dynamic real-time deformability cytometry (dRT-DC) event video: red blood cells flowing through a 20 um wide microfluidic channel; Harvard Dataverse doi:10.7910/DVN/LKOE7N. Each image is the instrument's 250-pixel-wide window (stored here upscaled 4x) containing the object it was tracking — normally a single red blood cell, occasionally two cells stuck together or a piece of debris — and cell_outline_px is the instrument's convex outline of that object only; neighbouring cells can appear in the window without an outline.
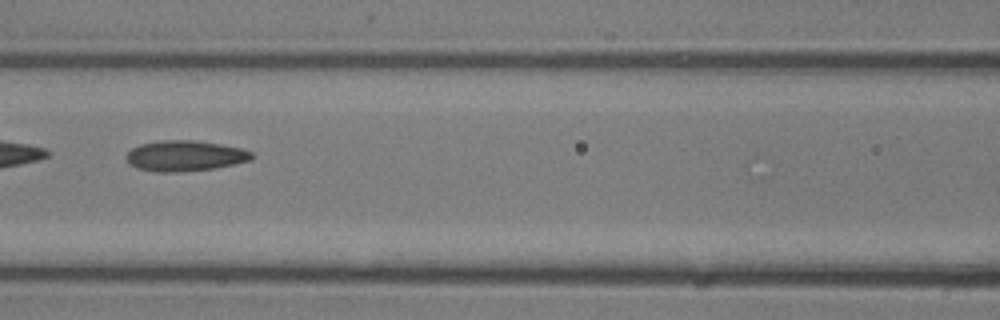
{"species": "common noctule bat (a hibernating species)", "species_latin": "Nyctalus noctula", "temperature_condition": "room temperature", "stored_images_in_passage": 19, "camera_frame_rate_fps": 3000, "um_per_image_px": 0.085, "animal": {"sex": "male", "body_mass_g": 13.3}, "frame": {"image": 1, "passage_image": 14, "time_ms": 4.333, "image_size_px": [1000, 320], "cell_outline_px": [[252, 156], [244, 160], [204, 168], [148, 168], [136, 164], [128, 160], [128, 156], [136, 148], [148, 144], [208, 144], [232, 148], [248, 152]], "centroid_in_image_um": [15.75, 13.25], "position_along_channel_um": 150.8, "area_um2": 17.28}}
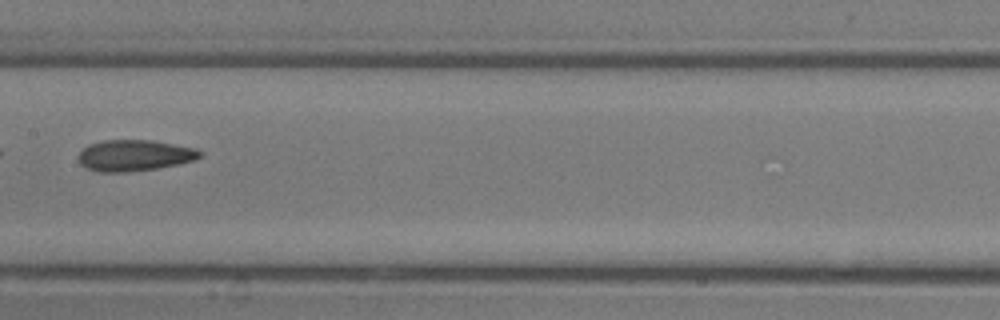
{"frame": {"image": 2, "passage_image": 16, "time_ms": 5.0, "image_size_px": [1000, 320], "cell_outline_px": [[196, 156], [188, 160], [148, 168], [96, 168], [88, 164], [80, 156], [88, 148], [100, 144], [160, 144], [184, 148], [196, 152]], "centroid_in_image_um": [11.47, 13.23], "position_along_channel_um": 195.9, "area_um2": 16.3}}